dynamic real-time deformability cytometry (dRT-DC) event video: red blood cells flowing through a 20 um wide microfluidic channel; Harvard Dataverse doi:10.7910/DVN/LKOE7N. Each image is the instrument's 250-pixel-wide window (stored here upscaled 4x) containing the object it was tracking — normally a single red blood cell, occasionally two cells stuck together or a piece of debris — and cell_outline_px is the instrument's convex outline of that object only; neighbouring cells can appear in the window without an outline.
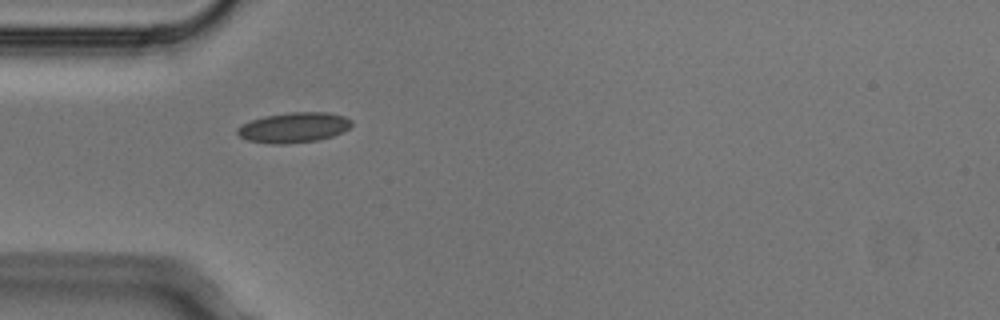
{"species": "Egyptian fruit bat (a non-hibernating species)", "species_latin": "Rousettus aegyptiacus", "temperature_condition": "cold", "stored_images_in_passage": 4, "camera_frame_rate_fps": 3000, "um_per_image_px": 0.085, "animal": {"sex": "male"}, "frame": {"image": 1, "passage_image": 4, "time_ms": 1.0, "image_size_px": [1000, 320], "cell_outline_px": [[352, 124], [348, 128], [332, 136], [316, 140], [288, 144], [272, 144], [248, 140], [240, 136], [236, 132], [236, 128], [252, 120], [264, 116], [292, 112], [328, 112], [344, 116], [352, 120]], "centroid_in_image_um": [24.97, 10.83], "position_along_channel_um": 60.0, "area_um2": 19.94}}